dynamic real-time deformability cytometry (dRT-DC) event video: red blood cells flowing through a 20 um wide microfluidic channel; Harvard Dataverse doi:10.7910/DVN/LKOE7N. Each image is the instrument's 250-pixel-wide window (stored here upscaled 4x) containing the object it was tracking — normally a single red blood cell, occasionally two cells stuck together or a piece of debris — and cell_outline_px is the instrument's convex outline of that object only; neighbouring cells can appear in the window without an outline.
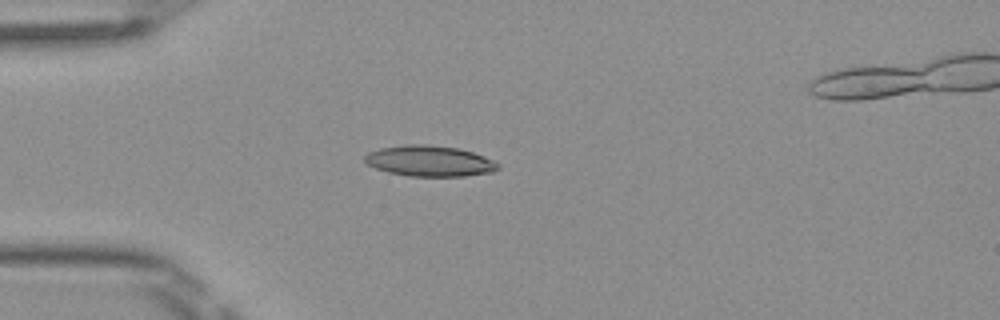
{"species": "Egyptian fruit bat (a non-hibernating species)", "species_latin": "Rousettus aegyptiacus", "temperature_condition": "room temperature", "stored_images_in_passage": 38, "segment_of_instrument_passage": [1, 2], "camera_frame_rate_fps": 3000, "um_per_image_px": 0.085, "frame": {"image": 1, "passage_image": 1, "time_ms": 0.0, "image_size_px": [1000, 320], "cell_outline_px": [[500, 168], [492, 172], [464, 176], [408, 176], [388, 172], [376, 168], [368, 164], [364, 160], [364, 156], [368, 152], [380, 148], [408, 144], [424, 144], [460, 148], [484, 156], [500, 164]], "centroid_in_image_um": [36.52, 13.68], "position_along_channel_um": 48.5, "area_um2": 23.93}}
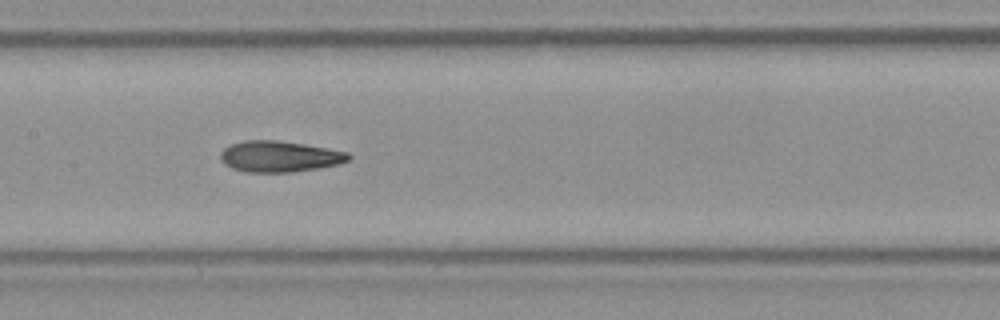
{"frame": {"image": 2, "passage_image": 12, "time_ms": 3.667, "image_size_px": [1000, 320], "cell_outline_px": [[352, 156], [348, 160], [336, 164], [316, 168], [292, 172], [244, 172], [232, 168], [224, 164], [220, 160], [220, 152], [228, 144], [244, 140], [280, 140], [328, 148], [348, 152]], "centroid_in_image_um": [23.7, 13.29], "position_along_channel_um": 183.7, "area_um2": 23.29}}
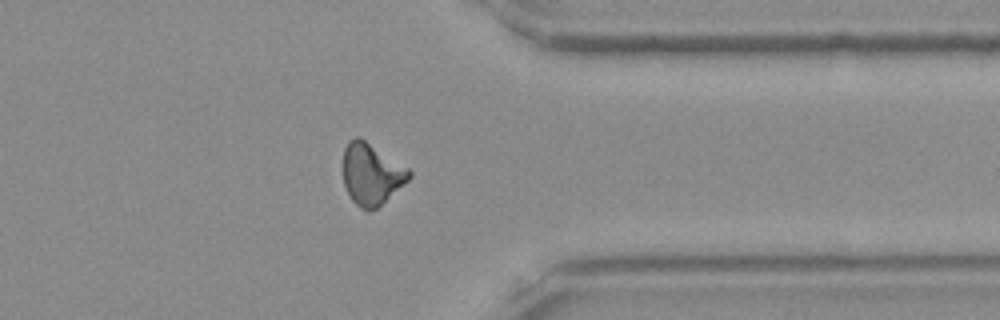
{"frame": {"image": 3, "passage_image": 27, "time_ms": 8.667, "image_size_px": [1000, 320], "cell_outline_px": [[412, 176], [408, 180], [376, 208], [368, 212], [360, 208], [352, 200], [344, 184], [344, 148], [348, 140], [356, 136], [360, 136], [408, 168], [412, 172]], "centroid_in_image_um": [31.56, 14.77], "position_along_channel_um": 379.8, "area_um2": 23.47}}